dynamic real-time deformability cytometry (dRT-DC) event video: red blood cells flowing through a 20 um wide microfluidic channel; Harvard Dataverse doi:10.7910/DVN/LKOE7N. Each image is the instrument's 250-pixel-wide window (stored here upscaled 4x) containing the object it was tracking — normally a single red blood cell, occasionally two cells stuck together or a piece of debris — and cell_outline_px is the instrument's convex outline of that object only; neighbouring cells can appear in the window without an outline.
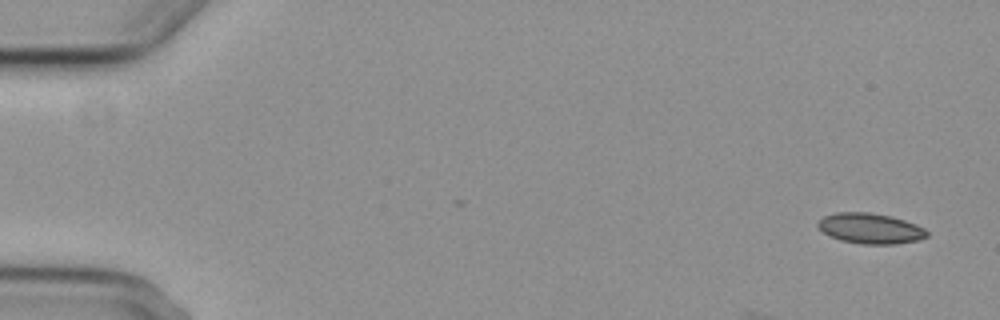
{"species": "common noctule bat (a hibernating species)", "species_latin": "Nyctalus noctula", "temperature_condition": "cold", "stored_images_in_passage": 4, "camera_frame_rate_fps": 3000, "um_per_image_px": 0.085, "animal": {"sex": "female", "body_mass_g": 29.2, "forearm_length_mm": 56.3}, "frame": {"image": 1, "passage_image": 1, "time_ms": 0.0, "image_size_px": [1000, 320], "cell_outline_px": [[928, 236], [916, 240], [896, 244], [860, 244], [840, 240], [824, 232], [816, 224], [824, 216], [836, 212], [868, 212], [892, 216], [916, 224], [924, 228], [928, 232]], "centroid_in_image_um": [73.99, 19.41], "position_along_channel_um": 11.0, "area_um2": 19.25}}